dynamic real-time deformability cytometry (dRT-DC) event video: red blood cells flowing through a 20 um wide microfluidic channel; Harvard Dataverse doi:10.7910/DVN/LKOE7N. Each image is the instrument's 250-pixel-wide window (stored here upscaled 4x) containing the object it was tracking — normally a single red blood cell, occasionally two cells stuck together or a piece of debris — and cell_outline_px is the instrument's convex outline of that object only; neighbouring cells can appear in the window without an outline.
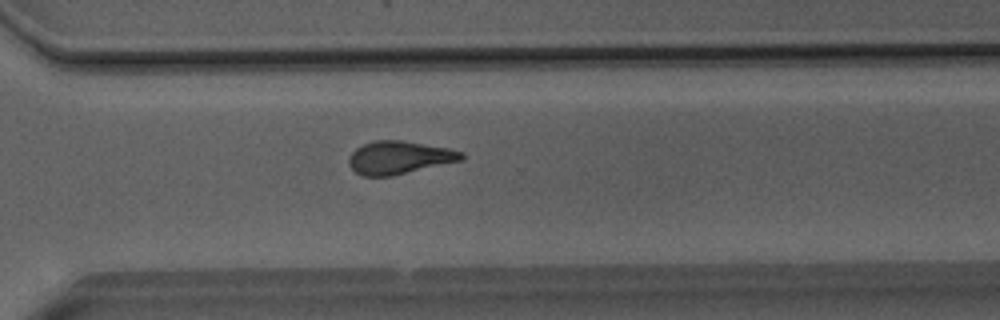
{"species": "Egyptian fruit bat (a non-hibernating species)", "species_latin": "Rousettus aegyptiacus", "temperature_condition": "room temperature", "stored_images_in_passage": 29, "camera_frame_rate_fps": 3000, "um_per_image_px": 0.085, "animal": {"sex": "male"}, "frame": {"image": 1, "passage_image": 21, "time_ms": 6.667, "image_size_px": [1000, 320], "cell_outline_px": [[464, 160], [392, 176], [360, 176], [348, 164], [348, 156], [356, 148], [364, 144], [376, 140], [400, 140], [448, 148], [464, 152]], "centroid_in_image_um": [33.93, 13.4], "position_along_channel_um": 336.7, "area_um2": 21.73}}
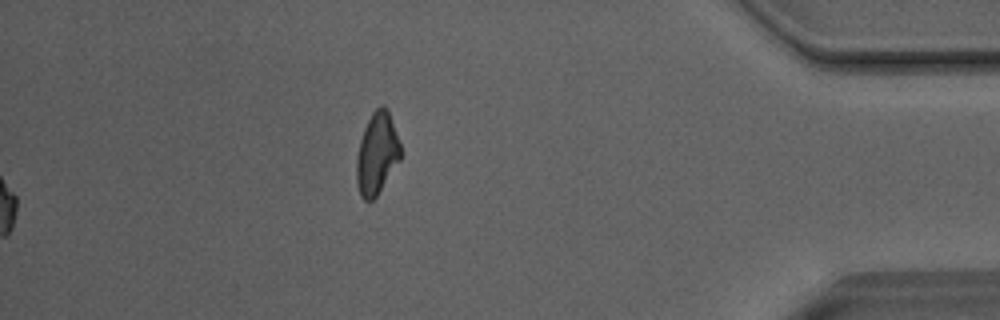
{"frame": {"image": 2, "passage_image": 29, "time_ms": 9.333, "image_size_px": [1000, 320], "cell_outline_px": [[400, 160], [376, 196], [372, 200], [364, 200], [360, 196], [356, 184], [356, 160], [360, 140], [364, 128], [372, 112], [380, 104], [384, 104], [388, 108], [400, 144]], "centroid_in_image_um": [32.02, 13.03], "position_along_channel_um": 403.2, "area_um2": 20.98}, "authors_computed_cell_mechanics": {"area_um2": 21.4438, "velocity_mm_per_s": 4.0702, "shape_relaxation_time_tau1_ms": 9.8226, "shape_relaxation_time_tau2_ms": 2.808, "deformation_change_tau1": 0.2096, "deformation_change_tau2": 0.1157}}